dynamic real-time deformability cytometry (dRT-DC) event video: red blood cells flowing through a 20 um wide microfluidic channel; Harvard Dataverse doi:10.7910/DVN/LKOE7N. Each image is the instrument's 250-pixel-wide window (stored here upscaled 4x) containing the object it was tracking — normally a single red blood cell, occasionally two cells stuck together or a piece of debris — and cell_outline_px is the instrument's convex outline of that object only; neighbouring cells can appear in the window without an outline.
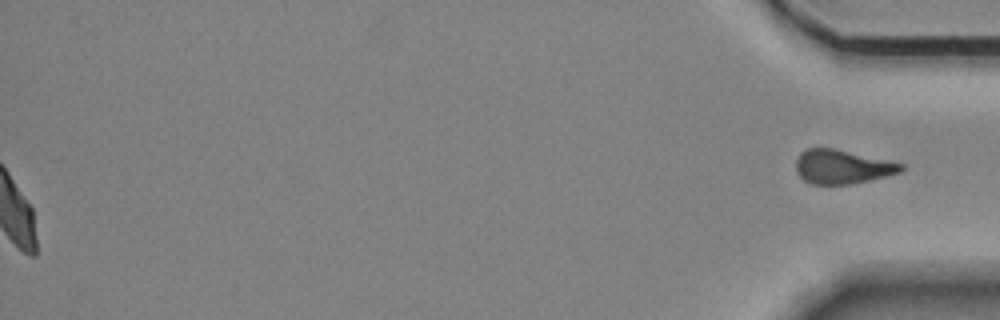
{"species": "Egyptian fruit bat (a non-hibernating species)", "species_latin": "Rousettus aegyptiacus", "temperature_condition": "room temperature", "stored_images_in_passage": 57, "segment_of_instrument_passage": [2, 2], "camera_frame_rate_fps": 3000, "um_per_image_px": 0.085, "animal": {"sex": "female"}, "frame": {"image": 1, "passage_image": 57, "time_ms": 18.667, "image_size_px": [1000, 320], "cell_outline_px": [[904, 168], [900, 172], [852, 184], [812, 184], [804, 180], [796, 172], [796, 160], [800, 152], [808, 148], [832, 148], [904, 164]], "centroid_in_image_um": [71.54, 14.18], "position_along_channel_um": 363.7, "area_um2": 20.52}}